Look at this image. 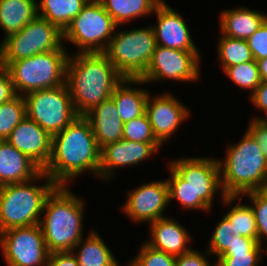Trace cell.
<instances>
[{"label":"cell","instance_id":"11","mask_svg":"<svg viewBox=\"0 0 267 266\" xmlns=\"http://www.w3.org/2000/svg\"><path fill=\"white\" fill-rule=\"evenodd\" d=\"M24 97L26 116L51 136L61 132L79 115L65 84L27 93Z\"/></svg>","mask_w":267,"mask_h":266},{"label":"cell","instance_id":"36","mask_svg":"<svg viewBox=\"0 0 267 266\" xmlns=\"http://www.w3.org/2000/svg\"><path fill=\"white\" fill-rule=\"evenodd\" d=\"M265 254L267 250L257 243L249 252L223 254L216 260V266H259Z\"/></svg>","mask_w":267,"mask_h":266},{"label":"cell","instance_id":"9","mask_svg":"<svg viewBox=\"0 0 267 266\" xmlns=\"http://www.w3.org/2000/svg\"><path fill=\"white\" fill-rule=\"evenodd\" d=\"M117 26L99 0H89L63 31L64 46L72 44L75 53L104 52Z\"/></svg>","mask_w":267,"mask_h":266},{"label":"cell","instance_id":"16","mask_svg":"<svg viewBox=\"0 0 267 266\" xmlns=\"http://www.w3.org/2000/svg\"><path fill=\"white\" fill-rule=\"evenodd\" d=\"M161 148H163L161 143L134 142L125 139L107 144L101 148L99 181L104 182L103 184L111 183L120 170L135 168L150 158L155 159Z\"/></svg>","mask_w":267,"mask_h":266},{"label":"cell","instance_id":"30","mask_svg":"<svg viewBox=\"0 0 267 266\" xmlns=\"http://www.w3.org/2000/svg\"><path fill=\"white\" fill-rule=\"evenodd\" d=\"M223 73L237 88L239 87L241 90L247 92L250 91L247 95L248 98L262 82L255 60L230 66L226 68Z\"/></svg>","mask_w":267,"mask_h":266},{"label":"cell","instance_id":"18","mask_svg":"<svg viewBox=\"0 0 267 266\" xmlns=\"http://www.w3.org/2000/svg\"><path fill=\"white\" fill-rule=\"evenodd\" d=\"M6 141L43 170L51 156L52 136L27 116L12 130Z\"/></svg>","mask_w":267,"mask_h":266},{"label":"cell","instance_id":"32","mask_svg":"<svg viewBox=\"0 0 267 266\" xmlns=\"http://www.w3.org/2000/svg\"><path fill=\"white\" fill-rule=\"evenodd\" d=\"M213 227V231L209 236L208 243L205 244L208 253L217 260L227 250L230 249V244L233 237L232 223L223 214Z\"/></svg>","mask_w":267,"mask_h":266},{"label":"cell","instance_id":"13","mask_svg":"<svg viewBox=\"0 0 267 266\" xmlns=\"http://www.w3.org/2000/svg\"><path fill=\"white\" fill-rule=\"evenodd\" d=\"M0 249L6 266H47L50 254L39 224L1 232Z\"/></svg>","mask_w":267,"mask_h":266},{"label":"cell","instance_id":"40","mask_svg":"<svg viewBox=\"0 0 267 266\" xmlns=\"http://www.w3.org/2000/svg\"><path fill=\"white\" fill-rule=\"evenodd\" d=\"M256 111H261L263 114L254 115L251 119L267 120V81H262L255 89L254 93L248 98Z\"/></svg>","mask_w":267,"mask_h":266},{"label":"cell","instance_id":"39","mask_svg":"<svg viewBox=\"0 0 267 266\" xmlns=\"http://www.w3.org/2000/svg\"><path fill=\"white\" fill-rule=\"evenodd\" d=\"M246 130L253 136L267 159V120L249 119Z\"/></svg>","mask_w":267,"mask_h":266},{"label":"cell","instance_id":"19","mask_svg":"<svg viewBox=\"0 0 267 266\" xmlns=\"http://www.w3.org/2000/svg\"><path fill=\"white\" fill-rule=\"evenodd\" d=\"M148 227L150 236L144 241L154 249L175 257L193 249L191 245L194 238L186 228L185 222L183 225L173 216L160 218L150 223Z\"/></svg>","mask_w":267,"mask_h":266},{"label":"cell","instance_id":"12","mask_svg":"<svg viewBox=\"0 0 267 266\" xmlns=\"http://www.w3.org/2000/svg\"><path fill=\"white\" fill-rule=\"evenodd\" d=\"M201 53V51H183L157 45L150 64L140 79L146 84L160 82L161 85L170 80L176 83L196 84L202 76Z\"/></svg>","mask_w":267,"mask_h":266},{"label":"cell","instance_id":"42","mask_svg":"<svg viewBox=\"0 0 267 266\" xmlns=\"http://www.w3.org/2000/svg\"><path fill=\"white\" fill-rule=\"evenodd\" d=\"M47 266H79V264L72 252H54L49 254Z\"/></svg>","mask_w":267,"mask_h":266},{"label":"cell","instance_id":"10","mask_svg":"<svg viewBox=\"0 0 267 266\" xmlns=\"http://www.w3.org/2000/svg\"><path fill=\"white\" fill-rule=\"evenodd\" d=\"M0 43V65L2 66L39 53L68 49L64 46L63 31L40 16L30 21L19 32L0 40Z\"/></svg>","mask_w":267,"mask_h":266},{"label":"cell","instance_id":"27","mask_svg":"<svg viewBox=\"0 0 267 266\" xmlns=\"http://www.w3.org/2000/svg\"><path fill=\"white\" fill-rule=\"evenodd\" d=\"M117 25H128L141 18L153 16L162 0H99ZM128 23V24H127Z\"/></svg>","mask_w":267,"mask_h":266},{"label":"cell","instance_id":"6","mask_svg":"<svg viewBox=\"0 0 267 266\" xmlns=\"http://www.w3.org/2000/svg\"><path fill=\"white\" fill-rule=\"evenodd\" d=\"M57 186L43 171L29 181L1 186L0 233L39 224L45 201Z\"/></svg>","mask_w":267,"mask_h":266},{"label":"cell","instance_id":"26","mask_svg":"<svg viewBox=\"0 0 267 266\" xmlns=\"http://www.w3.org/2000/svg\"><path fill=\"white\" fill-rule=\"evenodd\" d=\"M242 200L243 197L241 195H226L221 201L223 204L222 208L224 209L226 206L225 208L228 209L224 215L232 223L233 235L235 237L245 236L255 239L258 242V232L253 209L248 202L246 204L242 203Z\"/></svg>","mask_w":267,"mask_h":266},{"label":"cell","instance_id":"31","mask_svg":"<svg viewBox=\"0 0 267 266\" xmlns=\"http://www.w3.org/2000/svg\"><path fill=\"white\" fill-rule=\"evenodd\" d=\"M26 117L24 97L16 95L0 104V140H6L12 130Z\"/></svg>","mask_w":267,"mask_h":266},{"label":"cell","instance_id":"21","mask_svg":"<svg viewBox=\"0 0 267 266\" xmlns=\"http://www.w3.org/2000/svg\"><path fill=\"white\" fill-rule=\"evenodd\" d=\"M90 122L99 148L120 141L123 136L122 122L114 101L109 98L93 107L84 115Z\"/></svg>","mask_w":267,"mask_h":266},{"label":"cell","instance_id":"15","mask_svg":"<svg viewBox=\"0 0 267 266\" xmlns=\"http://www.w3.org/2000/svg\"><path fill=\"white\" fill-rule=\"evenodd\" d=\"M163 92H150L146 101V114L153 134L162 145L175 138L181 125L192 116L191 109L180 98L169 90Z\"/></svg>","mask_w":267,"mask_h":266},{"label":"cell","instance_id":"1","mask_svg":"<svg viewBox=\"0 0 267 266\" xmlns=\"http://www.w3.org/2000/svg\"><path fill=\"white\" fill-rule=\"evenodd\" d=\"M100 153L89 120L79 115L52 136L51 156L42 171L57 185L73 186L85 173L99 179Z\"/></svg>","mask_w":267,"mask_h":266},{"label":"cell","instance_id":"5","mask_svg":"<svg viewBox=\"0 0 267 266\" xmlns=\"http://www.w3.org/2000/svg\"><path fill=\"white\" fill-rule=\"evenodd\" d=\"M225 146L226 155L217 158L224 194L267 189V159L253 136L245 129L239 141Z\"/></svg>","mask_w":267,"mask_h":266},{"label":"cell","instance_id":"17","mask_svg":"<svg viewBox=\"0 0 267 266\" xmlns=\"http://www.w3.org/2000/svg\"><path fill=\"white\" fill-rule=\"evenodd\" d=\"M153 15L157 19L156 23L151 24L157 45L183 51H200L195 44L186 19H183L177 9L169 6L166 0H162L156 6Z\"/></svg>","mask_w":267,"mask_h":266},{"label":"cell","instance_id":"37","mask_svg":"<svg viewBox=\"0 0 267 266\" xmlns=\"http://www.w3.org/2000/svg\"><path fill=\"white\" fill-rule=\"evenodd\" d=\"M254 60L267 58V19L247 39Z\"/></svg>","mask_w":267,"mask_h":266},{"label":"cell","instance_id":"28","mask_svg":"<svg viewBox=\"0 0 267 266\" xmlns=\"http://www.w3.org/2000/svg\"><path fill=\"white\" fill-rule=\"evenodd\" d=\"M89 0H37L38 16L55 24L62 31L71 23Z\"/></svg>","mask_w":267,"mask_h":266},{"label":"cell","instance_id":"38","mask_svg":"<svg viewBox=\"0 0 267 266\" xmlns=\"http://www.w3.org/2000/svg\"><path fill=\"white\" fill-rule=\"evenodd\" d=\"M203 250L193 248L190 252L177 256L175 266H216V261L211 259L208 251L205 248Z\"/></svg>","mask_w":267,"mask_h":266},{"label":"cell","instance_id":"22","mask_svg":"<svg viewBox=\"0 0 267 266\" xmlns=\"http://www.w3.org/2000/svg\"><path fill=\"white\" fill-rule=\"evenodd\" d=\"M143 86L148 85L142 79L124 78L115 87L111 99L114 101L123 123L146 113V101L150 90L148 87L144 89Z\"/></svg>","mask_w":267,"mask_h":266},{"label":"cell","instance_id":"33","mask_svg":"<svg viewBox=\"0 0 267 266\" xmlns=\"http://www.w3.org/2000/svg\"><path fill=\"white\" fill-rule=\"evenodd\" d=\"M253 209L258 232V244L267 250V189L250 191L241 195Z\"/></svg>","mask_w":267,"mask_h":266},{"label":"cell","instance_id":"43","mask_svg":"<svg viewBox=\"0 0 267 266\" xmlns=\"http://www.w3.org/2000/svg\"><path fill=\"white\" fill-rule=\"evenodd\" d=\"M258 242L245 236H234L230 244V249L224 254H234L240 252H249Z\"/></svg>","mask_w":267,"mask_h":266},{"label":"cell","instance_id":"3","mask_svg":"<svg viewBox=\"0 0 267 266\" xmlns=\"http://www.w3.org/2000/svg\"><path fill=\"white\" fill-rule=\"evenodd\" d=\"M123 79L103 52L69 53L65 83L78 115L111 98Z\"/></svg>","mask_w":267,"mask_h":266},{"label":"cell","instance_id":"8","mask_svg":"<svg viewBox=\"0 0 267 266\" xmlns=\"http://www.w3.org/2000/svg\"><path fill=\"white\" fill-rule=\"evenodd\" d=\"M68 50L56 49L9 62L5 67L16 95L25 96L33 91L65 84Z\"/></svg>","mask_w":267,"mask_h":266},{"label":"cell","instance_id":"41","mask_svg":"<svg viewBox=\"0 0 267 266\" xmlns=\"http://www.w3.org/2000/svg\"><path fill=\"white\" fill-rule=\"evenodd\" d=\"M16 96L9 71L0 65V104L10 101Z\"/></svg>","mask_w":267,"mask_h":266},{"label":"cell","instance_id":"24","mask_svg":"<svg viewBox=\"0 0 267 266\" xmlns=\"http://www.w3.org/2000/svg\"><path fill=\"white\" fill-rule=\"evenodd\" d=\"M91 228L72 250L79 266H122L101 234Z\"/></svg>","mask_w":267,"mask_h":266},{"label":"cell","instance_id":"44","mask_svg":"<svg viewBox=\"0 0 267 266\" xmlns=\"http://www.w3.org/2000/svg\"><path fill=\"white\" fill-rule=\"evenodd\" d=\"M262 81H267V58L256 60Z\"/></svg>","mask_w":267,"mask_h":266},{"label":"cell","instance_id":"14","mask_svg":"<svg viewBox=\"0 0 267 266\" xmlns=\"http://www.w3.org/2000/svg\"><path fill=\"white\" fill-rule=\"evenodd\" d=\"M125 202L121 205V212L130 222L147 224V226L167 215L169 208V189L166 179L142 182L137 187L125 191Z\"/></svg>","mask_w":267,"mask_h":266},{"label":"cell","instance_id":"2","mask_svg":"<svg viewBox=\"0 0 267 266\" xmlns=\"http://www.w3.org/2000/svg\"><path fill=\"white\" fill-rule=\"evenodd\" d=\"M167 162L170 206L177 202L182 210L200 211L208 215L213 212L215 198L219 197L222 201L226 196L221 187L217 157L186 155Z\"/></svg>","mask_w":267,"mask_h":266},{"label":"cell","instance_id":"34","mask_svg":"<svg viewBox=\"0 0 267 266\" xmlns=\"http://www.w3.org/2000/svg\"><path fill=\"white\" fill-rule=\"evenodd\" d=\"M138 253L125 261L124 266H175L176 257L154 249L145 241L140 243Z\"/></svg>","mask_w":267,"mask_h":266},{"label":"cell","instance_id":"25","mask_svg":"<svg viewBox=\"0 0 267 266\" xmlns=\"http://www.w3.org/2000/svg\"><path fill=\"white\" fill-rule=\"evenodd\" d=\"M38 16L37 0H0V29L7 36L22 30Z\"/></svg>","mask_w":267,"mask_h":266},{"label":"cell","instance_id":"7","mask_svg":"<svg viewBox=\"0 0 267 266\" xmlns=\"http://www.w3.org/2000/svg\"><path fill=\"white\" fill-rule=\"evenodd\" d=\"M156 46L152 25L135 29H121L118 25L103 53L123 78L140 79L150 64Z\"/></svg>","mask_w":267,"mask_h":266},{"label":"cell","instance_id":"35","mask_svg":"<svg viewBox=\"0 0 267 266\" xmlns=\"http://www.w3.org/2000/svg\"><path fill=\"white\" fill-rule=\"evenodd\" d=\"M122 139L134 142L160 143L153 134L147 114L124 123Z\"/></svg>","mask_w":267,"mask_h":266},{"label":"cell","instance_id":"23","mask_svg":"<svg viewBox=\"0 0 267 266\" xmlns=\"http://www.w3.org/2000/svg\"><path fill=\"white\" fill-rule=\"evenodd\" d=\"M42 170L6 140H0V187L26 182Z\"/></svg>","mask_w":267,"mask_h":266},{"label":"cell","instance_id":"4","mask_svg":"<svg viewBox=\"0 0 267 266\" xmlns=\"http://www.w3.org/2000/svg\"><path fill=\"white\" fill-rule=\"evenodd\" d=\"M70 187L58 185L44 204L39 225L49 253L72 252L87 235L83 230L87 202Z\"/></svg>","mask_w":267,"mask_h":266},{"label":"cell","instance_id":"29","mask_svg":"<svg viewBox=\"0 0 267 266\" xmlns=\"http://www.w3.org/2000/svg\"><path fill=\"white\" fill-rule=\"evenodd\" d=\"M217 60L220 70L224 71L230 66L243 64L253 61V55L247 40L224 36L219 32L216 44Z\"/></svg>","mask_w":267,"mask_h":266},{"label":"cell","instance_id":"20","mask_svg":"<svg viewBox=\"0 0 267 266\" xmlns=\"http://www.w3.org/2000/svg\"><path fill=\"white\" fill-rule=\"evenodd\" d=\"M249 7L239 5L223 9L218 17L219 32L224 36L247 40L267 19L266 12Z\"/></svg>","mask_w":267,"mask_h":266}]
</instances>
